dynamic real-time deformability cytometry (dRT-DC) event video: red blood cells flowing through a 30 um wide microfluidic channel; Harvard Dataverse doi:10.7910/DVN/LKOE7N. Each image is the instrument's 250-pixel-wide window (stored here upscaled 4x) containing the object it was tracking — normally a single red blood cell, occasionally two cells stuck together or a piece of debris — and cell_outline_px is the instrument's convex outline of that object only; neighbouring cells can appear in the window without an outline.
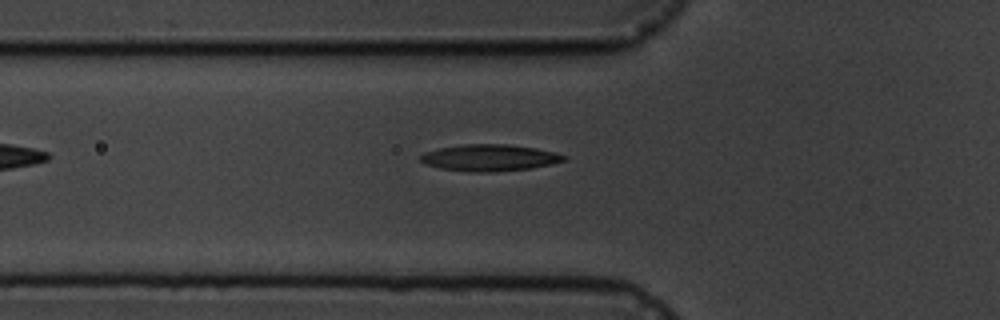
{"species": "common noctule bat (a hibernating species)", "species_latin": "Nyctalus noctula", "temperature_condition": "cold", "stored_images_in_passage": 5, "camera_frame_rate_fps": 3000, "um_per_image_px": 0.085, "animal": {"sex": "male", "body_mass_g": 19.5, "forearm_length_mm": 54.6}, "frame": {"image": 1, "passage_image": 5, "time_ms": 5.667, "image_size_px": [1000, 320], "cell_outline_px": [[568, 156], [564, 160], [552, 164], [528, 168], [492, 172], [472, 172], [440, 168], [424, 164], [420, 160], [420, 156], [424, 152], [440, 148], [464, 144], [508, 144], [536, 148], [556, 152]], "centroid_in_image_um": [41.61, 13.4], "position_along_channel_um": 84.2, "area_um2": 22.2}}